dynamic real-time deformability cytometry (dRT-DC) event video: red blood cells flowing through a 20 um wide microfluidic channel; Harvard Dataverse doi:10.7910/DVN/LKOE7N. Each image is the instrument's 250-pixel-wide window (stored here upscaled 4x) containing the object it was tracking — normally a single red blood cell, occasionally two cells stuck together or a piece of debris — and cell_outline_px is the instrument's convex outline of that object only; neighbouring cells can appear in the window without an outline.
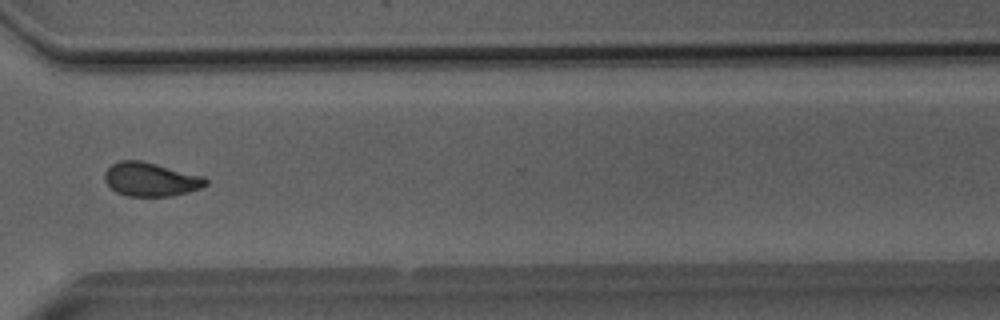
{"species": "Egyptian fruit bat (a non-hibernating species)", "species_latin": "Rousettus aegyptiacus", "temperature_condition": "room temperature", "stored_images_in_passage": 43, "camera_frame_rate_fps": 3000, "um_per_image_px": 0.085, "animal": {"sex": "male"}, "frame": {"image": 1, "passage_image": 31, "time_ms": 10.0, "image_size_px": [1000, 320], "cell_outline_px": [[208, 184], [200, 188], [188, 192], [172, 196], [128, 196], [116, 192], [104, 180], [104, 172], [112, 164], [120, 160], [140, 160], [204, 176], [208, 180]], "centroid_in_image_um": [12.81, 15.25], "position_along_channel_um": 357.8, "area_um2": 19.88}}
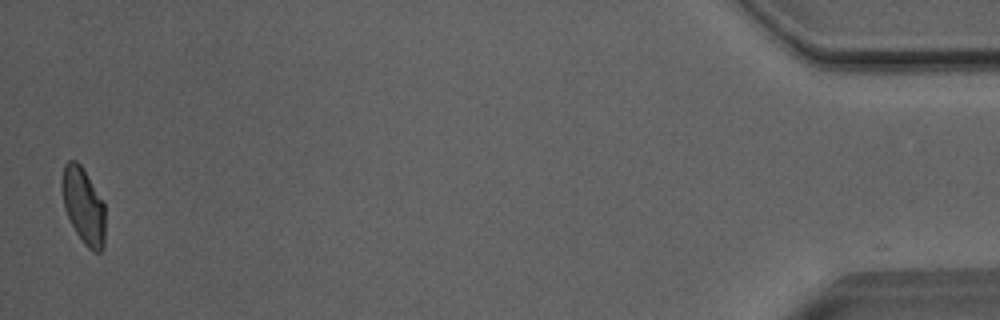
{"frame": {"image": 2, "passage_image": 43, "time_ms": 14.0, "image_size_px": [1000, 320], "cell_outline_px": [[104, 244], [100, 252], [92, 252], [84, 244], [76, 232], [64, 208], [60, 188], [60, 180], [64, 164], [68, 160], [76, 160], [80, 164], [104, 204]], "centroid_in_image_um": [7.05, 17.47], "position_along_channel_um": 428.1, "area_um2": 19.13}, "authors_computed_cell_mechanics": {"area_um2": 19.8832, "velocity_mm_per_s": 4.0614, "shape_relaxation_time_tau1_ms": 7.8291, "shape_relaxation_time_tau2_ms": 1.7507, "deformation_change_tau1": 0.1626, "deformation_change_tau2": 0.0633}}